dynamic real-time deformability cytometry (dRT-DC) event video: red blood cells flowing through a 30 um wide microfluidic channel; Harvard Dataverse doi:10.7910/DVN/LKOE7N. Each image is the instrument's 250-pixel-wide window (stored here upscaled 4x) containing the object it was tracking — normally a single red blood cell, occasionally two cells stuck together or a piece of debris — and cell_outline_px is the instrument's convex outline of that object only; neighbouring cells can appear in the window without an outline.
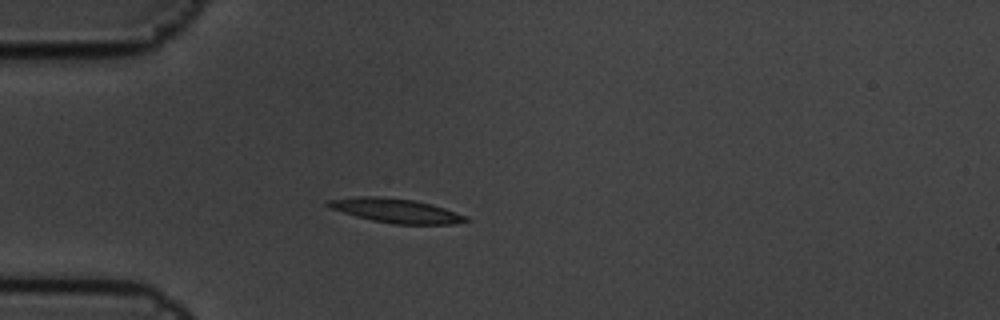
{"species": "common noctule bat (a hibernating species)", "species_latin": "Nyctalus noctula", "temperature_condition": "cold", "stored_images_in_passage": 5, "camera_frame_rate_fps": 3000, "um_per_image_px": 0.085, "animal": {"sex": "male", "body_mass_g": 19.5, "forearm_length_mm": 54.6}, "frame": {"image": 1, "passage_image": 5, "time_ms": 1.333, "image_size_px": [1000, 320], "cell_outline_px": [[472, 220], [452, 224], [392, 224], [372, 220], [356, 216], [332, 208], [324, 204], [328, 200], [360, 196], [376, 196], [412, 200], [444, 208], [456, 212]], "centroid_in_image_um": [33.65, 17.91], "position_along_channel_um": 51.4, "area_um2": 19.02}}